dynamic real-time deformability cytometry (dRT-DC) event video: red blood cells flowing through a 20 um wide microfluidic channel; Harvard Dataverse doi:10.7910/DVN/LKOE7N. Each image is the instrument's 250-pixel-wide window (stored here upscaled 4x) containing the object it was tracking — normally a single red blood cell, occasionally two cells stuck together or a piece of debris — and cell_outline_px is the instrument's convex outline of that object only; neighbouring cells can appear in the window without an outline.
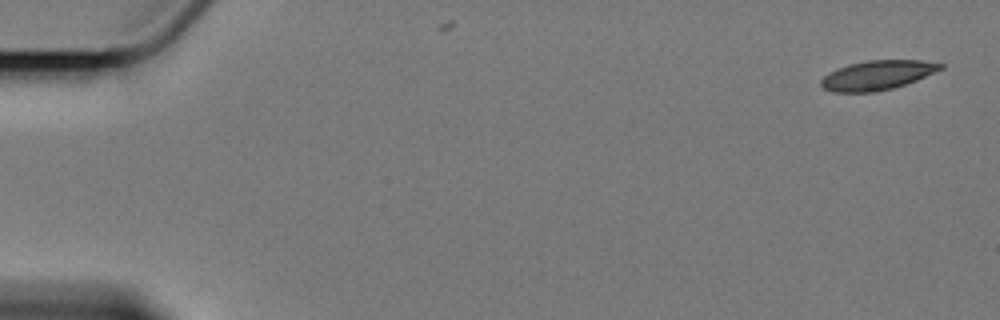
{"species": "Egyptian fruit bat (a non-hibernating species)", "species_latin": "Rousettus aegyptiacus", "temperature_condition": "cold", "stored_images_in_passage": 2, "camera_frame_rate_fps": 3000, "um_per_image_px": 0.085, "animal": {"sex": "female"}, "frame": {"image": 1, "passage_image": 1, "time_ms": 0.0, "image_size_px": [1000, 320], "cell_outline_px": [[944, 68], [916, 80], [892, 88], [876, 92], [832, 92], [824, 88], [820, 84], [820, 80], [828, 72], [836, 68], [848, 64], [868, 60], [920, 60], [944, 64]], "centroid_in_image_um": [74.54, 6.38], "position_along_channel_um": 10.5, "area_um2": 20.46}}